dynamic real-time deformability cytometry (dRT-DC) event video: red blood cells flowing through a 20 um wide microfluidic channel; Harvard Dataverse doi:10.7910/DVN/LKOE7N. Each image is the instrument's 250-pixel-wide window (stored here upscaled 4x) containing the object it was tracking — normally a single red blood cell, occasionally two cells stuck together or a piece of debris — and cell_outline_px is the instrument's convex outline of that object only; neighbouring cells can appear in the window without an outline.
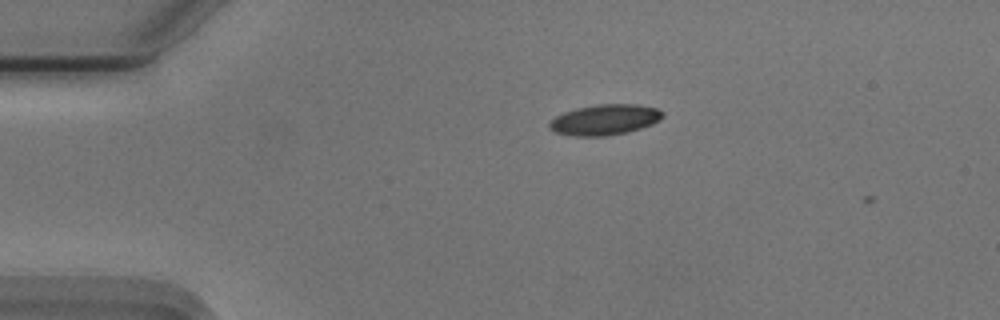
{"species": "Egyptian fruit bat (a non-hibernating species)", "species_latin": "Rousettus aegyptiacus", "temperature_condition": "cold", "stored_images_in_passage": 2, "camera_frame_rate_fps": 3000, "um_per_image_px": 0.085, "animal": {"sex": "male"}, "frame": {"image": 1, "passage_image": 1, "time_ms": 0.0, "image_size_px": [1000, 320], "cell_outline_px": [[664, 116], [660, 120], [652, 124], [628, 132], [608, 136], [572, 136], [556, 132], [548, 128], [548, 124], [556, 116], [564, 112], [576, 108], [600, 104], [636, 104], [656, 108], [664, 112]], "centroid_in_image_um": [51.41, 10.18], "position_along_channel_um": 33.6, "area_um2": 20.23}}